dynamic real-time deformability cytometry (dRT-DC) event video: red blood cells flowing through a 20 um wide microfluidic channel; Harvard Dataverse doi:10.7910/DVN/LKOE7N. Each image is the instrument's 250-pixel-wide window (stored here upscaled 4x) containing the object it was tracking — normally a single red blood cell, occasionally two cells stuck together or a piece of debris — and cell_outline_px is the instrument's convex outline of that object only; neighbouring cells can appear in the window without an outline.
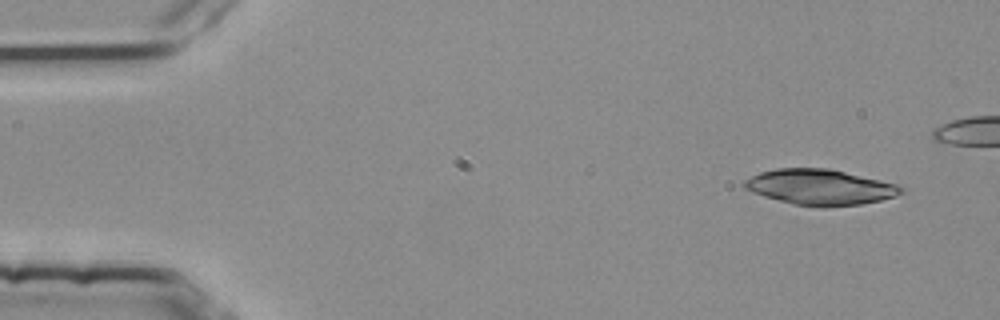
{"species": "common noctule bat (a hibernating species)", "species_latin": "Nyctalus noctula", "temperature_condition": "room temperature", "stored_images_in_passage": 2, "camera_frame_rate_fps": 3000, "um_per_image_px": 0.085, "animal": {"sex": "female", "body_mass_g": 25.1}, "frame": {"image": 1, "passage_image": 1, "time_ms": 0.0, "image_size_px": [1000, 320], "cell_outline_px": [[904, 192], [896, 196], [880, 200], [860, 204], [824, 208], [792, 204], [764, 196], [752, 192], [744, 188], [744, 180], [760, 172], [776, 168], [828, 168], [880, 180], [896, 184], [904, 188]], "centroid_in_image_um": [69.7, 15.91], "position_along_channel_um": 15.3, "area_um2": 32.48}}